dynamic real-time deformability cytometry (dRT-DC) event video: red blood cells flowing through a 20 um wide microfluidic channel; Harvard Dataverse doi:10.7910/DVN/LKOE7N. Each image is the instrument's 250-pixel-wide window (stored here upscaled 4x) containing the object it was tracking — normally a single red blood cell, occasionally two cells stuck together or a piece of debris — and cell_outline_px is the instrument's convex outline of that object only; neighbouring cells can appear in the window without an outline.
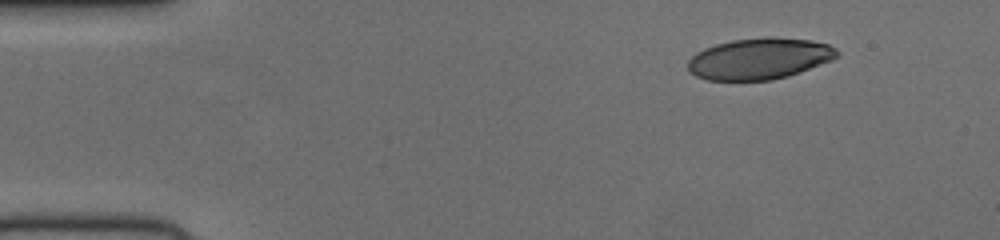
{"species": "human", "species_latin": "Homo sapiens", "temperature_condition": "cold", "stored_images_in_passage": 46, "camera_frame_rate_fps": 3000, "um_per_image_px": 0.085, "donor": {"sex": "female"}, "frame": {"image": 1, "passage_image": 1, "time_ms": 0.0, "image_size_px": [1000, 240], "cell_outline_px": [[840, 52], [832, 60], [788, 76], [772, 80], [708, 80], [696, 76], [688, 72], [688, 60], [696, 52], [704, 48], [716, 44], [732, 40], [768, 36], [772, 36], [812, 40], [828, 44], [836, 48]], "centroid_in_image_um": [64.54, 4.97], "position_along_channel_um": 20.5, "area_um2": 36.07}}
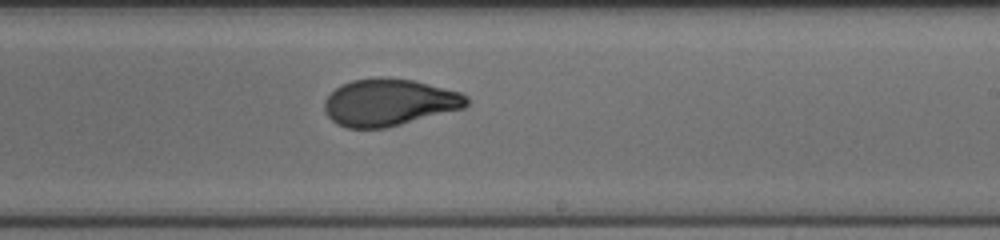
{"frame": {"image": 2, "passage_image": 26, "time_ms": 8.333, "image_size_px": [1000, 240], "cell_outline_px": [[468, 104], [464, 108], [384, 128], [348, 128], [336, 124], [328, 116], [324, 108], [324, 100], [340, 84], [352, 80], [380, 76], [388, 76], [412, 80], [460, 92], [468, 96]], "centroid_in_image_um": [33.05, 8.69], "position_along_channel_um": 255.9, "area_um2": 38.96}}
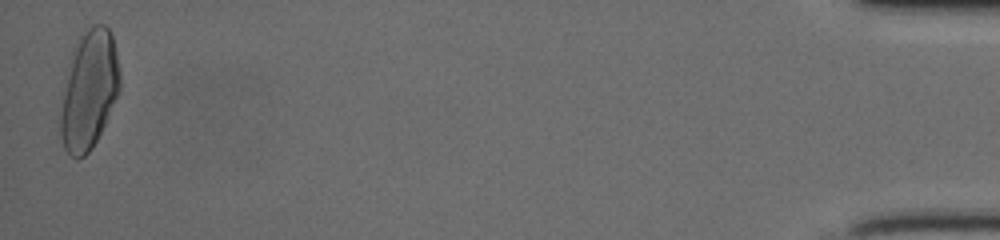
{"frame": {"image": 3, "passage_image": 46, "time_ms": 15.0, "image_size_px": [1000, 240], "cell_outline_px": [[120, 88], [104, 124], [92, 148], [84, 156], [76, 160], [64, 148], [60, 136], [60, 116], [64, 96], [72, 60], [80, 40], [84, 32], [88, 28], [96, 24], [104, 24], [108, 28], [112, 36], [120, 72]], "centroid_in_image_um": [7.6, 7.72], "position_along_channel_um": 427.6, "area_um2": 39.36}}